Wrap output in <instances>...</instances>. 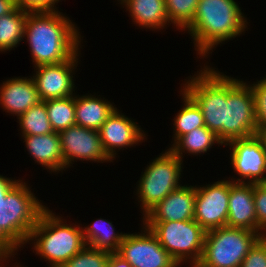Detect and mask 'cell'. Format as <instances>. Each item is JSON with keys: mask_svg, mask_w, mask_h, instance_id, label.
Listing matches in <instances>:
<instances>
[{"mask_svg": "<svg viewBox=\"0 0 266 267\" xmlns=\"http://www.w3.org/2000/svg\"><path fill=\"white\" fill-rule=\"evenodd\" d=\"M20 180H12L0 175V206L5 199L7 193L19 182Z\"/></svg>", "mask_w": 266, "mask_h": 267, "instance_id": "cell-34", "label": "cell"}, {"mask_svg": "<svg viewBox=\"0 0 266 267\" xmlns=\"http://www.w3.org/2000/svg\"><path fill=\"white\" fill-rule=\"evenodd\" d=\"M18 119L22 135H43L54 132L44 101L29 108Z\"/></svg>", "mask_w": 266, "mask_h": 267, "instance_id": "cell-27", "label": "cell"}, {"mask_svg": "<svg viewBox=\"0 0 266 267\" xmlns=\"http://www.w3.org/2000/svg\"><path fill=\"white\" fill-rule=\"evenodd\" d=\"M199 0H165L169 23L185 31L192 22Z\"/></svg>", "mask_w": 266, "mask_h": 267, "instance_id": "cell-28", "label": "cell"}, {"mask_svg": "<svg viewBox=\"0 0 266 267\" xmlns=\"http://www.w3.org/2000/svg\"><path fill=\"white\" fill-rule=\"evenodd\" d=\"M44 102L54 132L59 133L76 125L75 95L60 99H50Z\"/></svg>", "mask_w": 266, "mask_h": 267, "instance_id": "cell-25", "label": "cell"}, {"mask_svg": "<svg viewBox=\"0 0 266 267\" xmlns=\"http://www.w3.org/2000/svg\"><path fill=\"white\" fill-rule=\"evenodd\" d=\"M106 267H132L127 261L117 253H110Z\"/></svg>", "mask_w": 266, "mask_h": 267, "instance_id": "cell-36", "label": "cell"}, {"mask_svg": "<svg viewBox=\"0 0 266 267\" xmlns=\"http://www.w3.org/2000/svg\"><path fill=\"white\" fill-rule=\"evenodd\" d=\"M214 143L222 145L217 135L203 126L181 136L169 149L182 160V152H185V150L186 153L193 155L201 154V152L206 153Z\"/></svg>", "mask_w": 266, "mask_h": 267, "instance_id": "cell-23", "label": "cell"}, {"mask_svg": "<svg viewBox=\"0 0 266 267\" xmlns=\"http://www.w3.org/2000/svg\"><path fill=\"white\" fill-rule=\"evenodd\" d=\"M76 28L59 11L28 12L24 37L27 36L35 67L62 63L79 52L81 36Z\"/></svg>", "mask_w": 266, "mask_h": 267, "instance_id": "cell-1", "label": "cell"}, {"mask_svg": "<svg viewBox=\"0 0 266 267\" xmlns=\"http://www.w3.org/2000/svg\"><path fill=\"white\" fill-rule=\"evenodd\" d=\"M78 52L69 60L58 64L40 65L35 67L33 76L41 101L66 98L74 95L73 71L78 63ZM73 70V71H72Z\"/></svg>", "mask_w": 266, "mask_h": 267, "instance_id": "cell-14", "label": "cell"}, {"mask_svg": "<svg viewBox=\"0 0 266 267\" xmlns=\"http://www.w3.org/2000/svg\"><path fill=\"white\" fill-rule=\"evenodd\" d=\"M241 267H266V236L261 237L250 249Z\"/></svg>", "mask_w": 266, "mask_h": 267, "instance_id": "cell-32", "label": "cell"}, {"mask_svg": "<svg viewBox=\"0 0 266 267\" xmlns=\"http://www.w3.org/2000/svg\"><path fill=\"white\" fill-rule=\"evenodd\" d=\"M112 222L105 219H97L92 225L82 229L86 246L95 249L117 253L125 233H116Z\"/></svg>", "mask_w": 266, "mask_h": 267, "instance_id": "cell-22", "label": "cell"}, {"mask_svg": "<svg viewBox=\"0 0 266 267\" xmlns=\"http://www.w3.org/2000/svg\"><path fill=\"white\" fill-rule=\"evenodd\" d=\"M161 246L177 261H200L206 231L194 220L145 222Z\"/></svg>", "mask_w": 266, "mask_h": 267, "instance_id": "cell-7", "label": "cell"}, {"mask_svg": "<svg viewBox=\"0 0 266 267\" xmlns=\"http://www.w3.org/2000/svg\"><path fill=\"white\" fill-rule=\"evenodd\" d=\"M63 222L47 207L27 240L35 239L33 245L36 254L48 260L50 267H61L86 246L83 228Z\"/></svg>", "mask_w": 266, "mask_h": 267, "instance_id": "cell-3", "label": "cell"}, {"mask_svg": "<svg viewBox=\"0 0 266 267\" xmlns=\"http://www.w3.org/2000/svg\"><path fill=\"white\" fill-rule=\"evenodd\" d=\"M18 247L0 230V250L13 254Z\"/></svg>", "mask_w": 266, "mask_h": 267, "instance_id": "cell-35", "label": "cell"}, {"mask_svg": "<svg viewBox=\"0 0 266 267\" xmlns=\"http://www.w3.org/2000/svg\"><path fill=\"white\" fill-rule=\"evenodd\" d=\"M129 10L139 27L158 29L168 25L165 0H118ZM168 22V23H167Z\"/></svg>", "mask_w": 266, "mask_h": 267, "instance_id": "cell-21", "label": "cell"}, {"mask_svg": "<svg viewBox=\"0 0 266 267\" xmlns=\"http://www.w3.org/2000/svg\"><path fill=\"white\" fill-rule=\"evenodd\" d=\"M229 180L196 187L194 220L207 232L227 226Z\"/></svg>", "mask_w": 266, "mask_h": 267, "instance_id": "cell-11", "label": "cell"}, {"mask_svg": "<svg viewBox=\"0 0 266 267\" xmlns=\"http://www.w3.org/2000/svg\"><path fill=\"white\" fill-rule=\"evenodd\" d=\"M261 237L260 233L229 226L207 231L200 261L206 267H241L243 259Z\"/></svg>", "mask_w": 266, "mask_h": 267, "instance_id": "cell-5", "label": "cell"}, {"mask_svg": "<svg viewBox=\"0 0 266 267\" xmlns=\"http://www.w3.org/2000/svg\"><path fill=\"white\" fill-rule=\"evenodd\" d=\"M58 134L65 168H68L74 159L102 163L112 160L103 148L99 131L74 125Z\"/></svg>", "mask_w": 266, "mask_h": 267, "instance_id": "cell-13", "label": "cell"}, {"mask_svg": "<svg viewBox=\"0 0 266 267\" xmlns=\"http://www.w3.org/2000/svg\"><path fill=\"white\" fill-rule=\"evenodd\" d=\"M27 14L28 12L16 8L0 17V51L12 50L23 40Z\"/></svg>", "mask_w": 266, "mask_h": 267, "instance_id": "cell-24", "label": "cell"}, {"mask_svg": "<svg viewBox=\"0 0 266 267\" xmlns=\"http://www.w3.org/2000/svg\"><path fill=\"white\" fill-rule=\"evenodd\" d=\"M26 148L34 161L51 172L63 171L65 162L61 151L60 137L57 132L43 135H22Z\"/></svg>", "mask_w": 266, "mask_h": 267, "instance_id": "cell-19", "label": "cell"}, {"mask_svg": "<svg viewBox=\"0 0 266 267\" xmlns=\"http://www.w3.org/2000/svg\"><path fill=\"white\" fill-rule=\"evenodd\" d=\"M35 83L31 78H11L0 88V105L17 117L40 102Z\"/></svg>", "mask_w": 266, "mask_h": 267, "instance_id": "cell-18", "label": "cell"}, {"mask_svg": "<svg viewBox=\"0 0 266 267\" xmlns=\"http://www.w3.org/2000/svg\"><path fill=\"white\" fill-rule=\"evenodd\" d=\"M200 107L205 126L223 144L224 74L205 66L197 76L188 79L183 89Z\"/></svg>", "mask_w": 266, "mask_h": 267, "instance_id": "cell-8", "label": "cell"}, {"mask_svg": "<svg viewBox=\"0 0 266 267\" xmlns=\"http://www.w3.org/2000/svg\"><path fill=\"white\" fill-rule=\"evenodd\" d=\"M196 186H180L158 202L144 222L187 221L194 219Z\"/></svg>", "mask_w": 266, "mask_h": 267, "instance_id": "cell-17", "label": "cell"}, {"mask_svg": "<svg viewBox=\"0 0 266 267\" xmlns=\"http://www.w3.org/2000/svg\"><path fill=\"white\" fill-rule=\"evenodd\" d=\"M231 180H229L227 226L248 229L260 233L262 237L266 236V233L257 224L253 184L233 182L234 179Z\"/></svg>", "mask_w": 266, "mask_h": 267, "instance_id": "cell-16", "label": "cell"}, {"mask_svg": "<svg viewBox=\"0 0 266 267\" xmlns=\"http://www.w3.org/2000/svg\"><path fill=\"white\" fill-rule=\"evenodd\" d=\"M247 23L234 0H199L195 16L186 30L196 42L198 55L205 57L215 45L240 35Z\"/></svg>", "mask_w": 266, "mask_h": 267, "instance_id": "cell-2", "label": "cell"}, {"mask_svg": "<svg viewBox=\"0 0 266 267\" xmlns=\"http://www.w3.org/2000/svg\"><path fill=\"white\" fill-rule=\"evenodd\" d=\"M110 253L85 246L61 267H106Z\"/></svg>", "mask_w": 266, "mask_h": 267, "instance_id": "cell-29", "label": "cell"}, {"mask_svg": "<svg viewBox=\"0 0 266 267\" xmlns=\"http://www.w3.org/2000/svg\"><path fill=\"white\" fill-rule=\"evenodd\" d=\"M254 96L250 84L224 75L223 144L256 135Z\"/></svg>", "mask_w": 266, "mask_h": 267, "instance_id": "cell-6", "label": "cell"}, {"mask_svg": "<svg viewBox=\"0 0 266 267\" xmlns=\"http://www.w3.org/2000/svg\"><path fill=\"white\" fill-rule=\"evenodd\" d=\"M145 233L127 234L117 254L132 267H178L180 263L161 246L156 236L144 227Z\"/></svg>", "mask_w": 266, "mask_h": 267, "instance_id": "cell-10", "label": "cell"}, {"mask_svg": "<svg viewBox=\"0 0 266 267\" xmlns=\"http://www.w3.org/2000/svg\"><path fill=\"white\" fill-rule=\"evenodd\" d=\"M252 85L257 128H266V77Z\"/></svg>", "mask_w": 266, "mask_h": 267, "instance_id": "cell-30", "label": "cell"}, {"mask_svg": "<svg viewBox=\"0 0 266 267\" xmlns=\"http://www.w3.org/2000/svg\"><path fill=\"white\" fill-rule=\"evenodd\" d=\"M15 9L14 0H0V17L13 12Z\"/></svg>", "mask_w": 266, "mask_h": 267, "instance_id": "cell-37", "label": "cell"}, {"mask_svg": "<svg viewBox=\"0 0 266 267\" xmlns=\"http://www.w3.org/2000/svg\"><path fill=\"white\" fill-rule=\"evenodd\" d=\"M29 189L20 180L0 206V230L19 248L27 243L41 213L47 208Z\"/></svg>", "mask_w": 266, "mask_h": 267, "instance_id": "cell-4", "label": "cell"}, {"mask_svg": "<svg viewBox=\"0 0 266 267\" xmlns=\"http://www.w3.org/2000/svg\"><path fill=\"white\" fill-rule=\"evenodd\" d=\"M188 263L192 264L191 267H206L201 261H189Z\"/></svg>", "mask_w": 266, "mask_h": 267, "instance_id": "cell-40", "label": "cell"}, {"mask_svg": "<svg viewBox=\"0 0 266 267\" xmlns=\"http://www.w3.org/2000/svg\"><path fill=\"white\" fill-rule=\"evenodd\" d=\"M16 8L26 12H55L59 0H14ZM56 9V10H55Z\"/></svg>", "mask_w": 266, "mask_h": 267, "instance_id": "cell-33", "label": "cell"}, {"mask_svg": "<svg viewBox=\"0 0 266 267\" xmlns=\"http://www.w3.org/2000/svg\"><path fill=\"white\" fill-rule=\"evenodd\" d=\"M11 255H14V254H10V253H7L5 251H1L0 250V262H4L5 260H7L9 257H11ZM0 267H2V265L0 264Z\"/></svg>", "mask_w": 266, "mask_h": 267, "instance_id": "cell-39", "label": "cell"}, {"mask_svg": "<svg viewBox=\"0 0 266 267\" xmlns=\"http://www.w3.org/2000/svg\"><path fill=\"white\" fill-rule=\"evenodd\" d=\"M115 109L112 103L96 96L75 95V123L78 126L99 131Z\"/></svg>", "mask_w": 266, "mask_h": 267, "instance_id": "cell-20", "label": "cell"}, {"mask_svg": "<svg viewBox=\"0 0 266 267\" xmlns=\"http://www.w3.org/2000/svg\"><path fill=\"white\" fill-rule=\"evenodd\" d=\"M256 136L262 142L264 150L266 151V128H257Z\"/></svg>", "mask_w": 266, "mask_h": 267, "instance_id": "cell-38", "label": "cell"}, {"mask_svg": "<svg viewBox=\"0 0 266 267\" xmlns=\"http://www.w3.org/2000/svg\"><path fill=\"white\" fill-rule=\"evenodd\" d=\"M181 92L185 103L174 119V143L193 129L205 126L200 107L184 90Z\"/></svg>", "mask_w": 266, "mask_h": 267, "instance_id": "cell-26", "label": "cell"}, {"mask_svg": "<svg viewBox=\"0 0 266 267\" xmlns=\"http://www.w3.org/2000/svg\"><path fill=\"white\" fill-rule=\"evenodd\" d=\"M182 162L170 149H167L148 165L138 181L137 188L144 216L170 192L181 186L179 177L182 172Z\"/></svg>", "mask_w": 266, "mask_h": 267, "instance_id": "cell-9", "label": "cell"}, {"mask_svg": "<svg viewBox=\"0 0 266 267\" xmlns=\"http://www.w3.org/2000/svg\"><path fill=\"white\" fill-rule=\"evenodd\" d=\"M253 199L258 226L266 233V185L253 184Z\"/></svg>", "mask_w": 266, "mask_h": 267, "instance_id": "cell-31", "label": "cell"}, {"mask_svg": "<svg viewBox=\"0 0 266 267\" xmlns=\"http://www.w3.org/2000/svg\"><path fill=\"white\" fill-rule=\"evenodd\" d=\"M232 148L231 164L243 179L233 182L260 184L266 180V151L259 138L254 135L248 138L234 139L226 143Z\"/></svg>", "mask_w": 266, "mask_h": 267, "instance_id": "cell-12", "label": "cell"}, {"mask_svg": "<svg viewBox=\"0 0 266 267\" xmlns=\"http://www.w3.org/2000/svg\"><path fill=\"white\" fill-rule=\"evenodd\" d=\"M99 134L103 148L112 160L116 157L115 149L133 146L145 139L144 131L137 123L120 114L117 108L101 125Z\"/></svg>", "mask_w": 266, "mask_h": 267, "instance_id": "cell-15", "label": "cell"}]
</instances>
